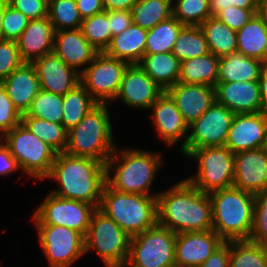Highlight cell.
I'll use <instances>...</instances> for the list:
<instances>
[{"mask_svg":"<svg viewBox=\"0 0 267 267\" xmlns=\"http://www.w3.org/2000/svg\"><path fill=\"white\" fill-rule=\"evenodd\" d=\"M157 224L174 233L212 230V204L208 193L185 179L158 192Z\"/></svg>","mask_w":267,"mask_h":267,"instance_id":"cell-1","label":"cell"},{"mask_svg":"<svg viewBox=\"0 0 267 267\" xmlns=\"http://www.w3.org/2000/svg\"><path fill=\"white\" fill-rule=\"evenodd\" d=\"M60 185L51 193L69 200H78L99 208L106 184V165L88 157L56 154L49 175Z\"/></svg>","mask_w":267,"mask_h":267,"instance_id":"cell-2","label":"cell"},{"mask_svg":"<svg viewBox=\"0 0 267 267\" xmlns=\"http://www.w3.org/2000/svg\"><path fill=\"white\" fill-rule=\"evenodd\" d=\"M115 151L106 162V184L120 192L146 196H158L150 192L158 169L163 165L161 153L142 149H121ZM113 170V176L111 173Z\"/></svg>","mask_w":267,"mask_h":267,"instance_id":"cell-3","label":"cell"},{"mask_svg":"<svg viewBox=\"0 0 267 267\" xmlns=\"http://www.w3.org/2000/svg\"><path fill=\"white\" fill-rule=\"evenodd\" d=\"M212 230L225 242L249 240L254 217L255 194L234 186L212 191Z\"/></svg>","mask_w":267,"mask_h":267,"instance_id":"cell-4","label":"cell"},{"mask_svg":"<svg viewBox=\"0 0 267 267\" xmlns=\"http://www.w3.org/2000/svg\"><path fill=\"white\" fill-rule=\"evenodd\" d=\"M108 105L97 104L76 126L68 130L64 153L106 164L116 148Z\"/></svg>","mask_w":267,"mask_h":267,"instance_id":"cell-5","label":"cell"},{"mask_svg":"<svg viewBox=\"0 0 267 267\" xmlns=\"http://www.w3.org/2000/svg\"><path fill=\"white\" fill-rule=\"evenodd\" d=\"M99 209L130 237L157 224V197L117 191L104 185Z\"/></svg>","mask_w":267,"mask_h":267,"instance_id":"cell-6","label":"cell"},{"mask_svg":"<svg viewBox=\"0 0 267 267\" xmlns=\"http://www.w3.org/2000/svg\"><path fill=\"white\" fill-rule=\"evenodd\" d=\"M130 239L114 220L96 208L84 237L85 253L96 251L106 267H124L129 256Z\"/></svg>","mask_w":267,"mask_h":267,"instance_id":"cell-7","label":"cell"},{"mask_svg":"<svg viewBox=\"0 0 267 267\" xmlns=\"http://www.w3.org/2000/svg\"><path fill=\"white\" fill-rule=\"evenodd\" d=\"M0 139L17 160L21 172L35 180H46L57 154L47 143L31 133L22 123Z\"/></svg>","mask_w":267,"mask_h":267,"instance_id":"cell-8","label":"cell"},{"mask_svg":"<svg viewBox=\"0 0 267 267\" xmlns=\"http://www.w3.org/2000/svg\"><path fill=\"white\" fill-rule=\"evenodd\" d=\"M198 165L197 174L185 180L204 193L233 186L234 154L226 146L203 147L187 155Z\"/></svg>","mask_w":267,"mask_h":267,"instance_id":"cell-9","label":"cell"},{"mask_svg":"<svg viewBox=\"0 0 267 267\" xmlns=\"http://www.w3.org/2000/svg\"><path fill=\"white\" fill-rule=\"evenodd\" d=\"M176 233L156 224L130 239L124 267H174Z\"/></svg>","mask_w":267,"mask_h":267,"instance_id":"cell-10","label":"cell"},{"mask_svg":"<svg viewBox=\"0 0 267 267\" xmlns=\"http://www.w3.org/2000/svg\"><path fill=\"white\" fill-rule=\"evenodd\" d=\"M128 65L126 61L99 52L80 72V83L98 104H110L118 95Z\"/></svg>","mask_w":267,"mask_h":267,"instance_id":"cell-11","label":"cell"},{"mask_svg":"<svg viewBox=\"0 0 267 267\" xmlns=\"http://www.w3.org/2000/svg\"><path fill=\"white\" fill-rule=\"evenodd\" d=\"M96 208L86 202L69 200L49 193L32 217L35 225H58L73 229L84 237Z\"/></svg>","mask_w":267,"mask_h":267,"instance_id":"cell-12","label":"cell"},{"mask_svg":"<svg viewBox=\"0 0 267 267\" xmlns=\"http://www.w3.org/2000/svg\"><path fill=\"white\" fill-rule=\"evenodd\" d=\"M35 226L48 267H69L85 254L81 233L58 225Z\"/></svg>","mask_w":267,"mask_h":267,"instance_id":"cell-13","label":"cell"},{"mask_svg":"<svg viewBox=\"0 0 267 267\" xmlns=\"http://www.w3.org/2000/svg\"><path fill=\"white\" fill-rule=\"evenodd\" d=\"M233 116L230 109L215 100L199 119L189 125L191 132L181 153L186 156L191 150L225 146Z\"/></svg>","mask_w":267,"mask_h":267,"instance_id":"cell-14","label":"cell"},{"mask_svg":"<svg viewBox=\"0 0 267 267\" xmlns=\"http://www.w3.org/2000/svg\"><path fill=\"white\" fill-rule=\"evenodd\" d=\"M267 145V116L259 113L234 114L225 146L233 153Z\"/></svg>","mask_w":267,"mask_h":267,"instance_id":"cell-15","label":"cell"},{"mask_svg":"<svg viewBox=\"0 0 267 267\" xmlns=\"http://www.w3.org/2000/svg\"><path fill=\"white\" fill-rule=\"evenodd\" d=\"M224 242L213 230L178 233L175 266L199 267Z\"/></svg>","mask_w":267,"mask_h":267,"instance_id":"cell-16","label":"cell"},{"mask_svg":"<svg viewBox=\"0 0 267 267\" xmlns=\"http://www.w3.org/2000/svg\"><path fill=\"white\" fill-rule=\"evenodd\" d=\"M163 92L139 64H131L124 71L115 100L120 99L126 106L148 110Z\"/></svg>","mask_w":267,"mask_h":267,"instance_id":"cell-17","label":"cell"},{"mask_svg":"<svg viewBox=\"0 0 267 267\" xmlns=\"http://www.w3.org/2000/svg\"><path fill=\"white\" fill-rule=\"evenodd\" d=\"M233 186L257 194L267 189V148L234 154Z\"/></svg>","mask_w":267,"mask_h":267,"instance_id":"cell-18","label":"cell"},{"mask_svg":"<svg viewBox=\"0 0 267 267\" xmlns=\"http://www.w3.org/2000/svg\"><path fill=\"white\" fill-rule=\"evenodd\" d=\"M149 110L153 111L151 121L156 128L158 136L163 139L168 147L174 146L175 143L184 138L180 147L181 151L187 141L189 126L171 96L164 91Z\"/></svg>","mask_w":267,"mask_h":267,"instance_id":"cell-19","label":"cell"},{"mask_svg":"<svg viewBox=\"0 0 267 267\" xmlns=\"http://www.w3.org/2000/svg\"><path fill=\"white\" fill-rule=\"evenodd\" d=\"M35 66L41 89L64 95L80 83V72L68 66L54 52L35 59Z\"/></svg>","mask_w":267,"mask_h":267,"instance_id":"cell-20","label":"cell"},{"mask_svg":"<svg viewBox=\"0 0 267 267\" xmlns=\"http://www.w3.org/2000/svg\"><path fill=\"white\" fill-rule=\"evenodd\" d=\"M189 126L199 119L216 100L215 87L209 85L179 83L166 91Z\"/></svg>","mask_w":267,"mask_h":267,"instance_id":"cell-21","label":"cell"},{"mask_svg":"<svg viewBox=\"0 0 267 267\" xmlns=\"http://www.w3.org/2000/svg\"><path fill=\"white\" fill-rule=\"evenodd\" d=\"M215 97L234 114L261 112L259 81L217 83Z\"/></svg>","mask_w":267,"mask_h":267,"instance_id":"cell-22","label":"cell"},{"mask_svg":"<svg viewBox=\"0 0 267 267\" xmlns=\"http://www.w3.org/2000/svg\"><path fill=\"white\" fill-rule=\"evenodd\" d=\"M53 52L78 72L83 71L84 66H88L99 53L87 41L80 28L55 31Z\"/></svg>","mask_w":267,"mask_h":267,"instance_id":"cell-23","label":"cell"},{"mask_svg":"<svg viewBox=\"0 0 267 267\" xmlns=\"http://www.w3.org/2000/svg\"><path fill=\"white\" fill-rule=\"evenodd\" d=\"M55 29L48 16L29 20L27 27L17 40L21 58L28 63L52 53Z\"/></svg>","mask_w":267,"mask_h":267,"instance_id":"cell-24","label":"cell"},{"mask_svg":"<svg viewBox=\"0 0 267 267\" xmlns=\"http://www.w3.org/2000/svg\"><path fill=\"white\" fill-rule=\"evenodd\" d=\"M2 85L21 115L27 113L32 101L41 90L37 70L28 62L11 72Z\"/></svg>","mask_w":267,"mask_h":267,"instance_id":"cell-25","label":"cell"},{"mask_svg":"<svg viewBox=\"0 0 267 267\" xmlns=\"http://www.w3.org/2000/svg\"><path fill=\"white\" fill-rule=\"evenodd\" d=\"M147 33L148 30L132 23L122 33L112 37L104 53L129 65L139 64L145 55Z\"/></svg>","mask_w":267,"mask_h":267,"instance_id":"cell-26","label":"cell"},{"mask_svg":"<svg viewBox=\"0 0 267 267\" xmlns=\"http://www.w3.org/2000/svg\"><path fill=\"white\" fill-rule=\"evenodd\" d=\"M265 64L239 52L220 57L217 83L259 81Z\"/></svg>","mask_w":267,"mask_h":267,"instance_id":"cell-27","label":"cell"},{"mask_svg":"<svg viewBox=\"0 0 267 267\" xmlns=\"http://www.w3.org/2000/svg\"><path fill=\"white\" fill-rule=\"evenodd\" d=\"M139 66L163 90L167 91L178 82L180 60L172 53L145 54Z\"/></svg>","mask_w":267,"mask_h":267,"instance_id":"cell-28","label":"cell"},{"mask_svg":"<svg viewBox=\"0 0 267 267\" xmlns=\"http://www.w3.org/2000/svg\"><path fill=\"white\" fill-rule=\"evenodd\" d=\"M237 34V52L267 63V23L258 13Z\"/></svg>","mask_w":267,"mask_h":267,"instance_id":"cell-29","label":"cell"},{"mask_svg":"<svg viewBox=\"0 0 267 267\" xmlns=\"http://www.w3.org/2000/svg\"><path fill=\"white\" fill-rule=\"evenodd\" d=\"M219 57L211 52L181 62L179 83L217 85Z\"/></svg>","mask_w":267,"mask_h":267,"instance_id":"cell-30","label":"cell"},{"mask_svg":"<svg viewBox=\"0 0 267 267\" xmlns=\"http://www.w3.org/2000/svg\"><path fill=\"white\" fill-rule=\"evenodd\" d=\"M202 29L209 51L216 57H223L237 52V34L215 16L204 21Z\"/></svg>","mask_w":267,"mask_h":267,"instance_id":"cell-31","label":"cell"},{"mask_svg":"<svg viewBox=\"0 0 267 267\" xmlns=\"http://www.w3.org/2000/svg\"><path fill=\"white\" fill-rule=\"evenodd\" d=\"M173 0H137L130 9L133 24L146 30L173 16Z\"/></svg>","mask_w":267,"mask_h":267,"instance_id":"cell-32","label":"cell"},{"mask_svg":"<svg viewBox=\"0 0 267 267\" xmlns=\"http://www.w3.org/2000/svg\"><path fill=\"white\" fill-rule=\"evenodd\" d=\"M97 104L86 88L81 83L77 84L63 95V126L67 130L76 126Z\"/></svg>","mask_w":267,"mask_h":267,"instance_id":"cell-33","label":"cell"},{"mask_svg":"<svg viewBox=\"0 0 267 267\" xmlns=\"http://www.w3.org/2000/svg\"><path fill=\"white\" fill-rule=\"evenodd\" d=\"M21 123L57 154L65 151L68 130L63 124L49 122L29 115H22Z\"/></svg>","mask_w":267,"mask_h":267,"instance_id":"cell-34","label":"cell"},{"mask_svg":"<svg viewBox=\"0 0 267 267\" xmlns=\"http://www.w3.org/2000/svg\"><path fill=\"white\" fill-rule=\"evenodd\" d=\"M172 53L180 62L210 53L200 26L185 25L174 42Z\"/></svg>","mask_w":267,"mask_h":267,"instance_id":"cell-35","label":"cell"},{"mask_svg":"<svg viewBox=\"0 0 267 267\" xmlns=\"http://www.w3.org/2000/svg\"><path fill=\"white\" fill-rule=\"evenodd\" d=\"M173 16L148 30L145 54L172 52L174 42L184 27Z\"/></svg>","mask_w":267,"mask_h":267,"instance_id":"cell-36","label":"cell"},{"mask_svg":"<svg viewBox=\"0 0 267 267\" xmlns=\"http://www.w3.org/2000/svg\"><path fill=\"white\" fill-rule=\"evenodd\" d=\"M229 267H267V244L230 241Z\"/></svg>","mask_w":267,"mask_h":267,"instance_id":"cell-37","label":"cell"},{"mask_svg":"<svg viewBox=\"0 0 267 267\" xmlns=\"http://www.w3.org/2000/svg\"><path fill=\"white\" fill-rule=\"evenodd\" d=\"M63 111V96L41 89L23 115L62 124Z\"/></svg>","mask_w":267,"mask_h":267,"instance_id":"cell-38","label":"cell"},{"mask_svg":"<svg viewBox=\"0 0 267 267\" xmlns=\"http://www.w3.org/2000/svg\"><path fill=\"white\" fill-rule=\"evenodd\" d=\"M109 27L108 11H103L83 19L80 29L87 41L96 50L104 52L112 39Z\"/></svg>","mask_w":267,"mask_h":267,"instance_id":"cell-39","label":"cell"},{"mask_svg":"<svg viewBox=\"0 0 267 267\" xmlns=\"http://www.w3.org/2000/svg\"><path fill=\"white\" fill-rule=\"evenodd\" d=\"M48 17L55 31L79 29L83 21L75 0H49Z\"/></svg>","mask_w":267,"mask_h":267,"instance_id":"cell-40","label":"cell"},{"mask_svg":"<svg viewBox=\"0 0 267 267\" xmlns=\"http://www.w3.org/2000/svg\"><path fill=\"white\" fill-rule=\"evenodd\" d=\"M173 0V17L187 26H200L211 17L209 0Z\"/></svg>","mask_w":267,"mask_h":267,"instance_id":"cell-41","label":"cell"},{"mask_svg":"<svg viewBox=\"0 0 267 267\" xmlns=\"http://www.w3.org/2000/svg\"><path fill=\"white\" fill-rule=\"evenodd\" d=\"M249 241L267 244V189L255 194L253 228Z\"/></svg>","mask_w":267,"mask_h":267,"instance_id":"cell-42","label":"cell"},{"mask_svg":"<svg viewBox=\"0 0 267 267\" xmlns=\"http://www.w3.org/2000/svg\"><path fill=\"white\" fill-rule=\"evenodd\" d=\"M24 63L17 41L0 40V83Z\"/></svg>","mask_w":267,"mask_h":267,"instance_id":"cell-43","label":"cell"},{"mask_svg":"<svg viewBox=\"0 0 267 267\" xmlns=\"http://www.w3.org/2000/svg\"><path fill=\"white\" fill-rule=\"evenodd\" d=\"M28 22L29 19L21 11L7 4L2 20L3 40L17 41Z\"/></svg>","mask_w":267,"mask_h":267,"instance_id":"cell-44","label":"cell"},{"mask_svg":"<svg viewBox=\"0 0 267 267\" xmlns=\"http://www.w3.org/2000/svg\"><path fill=\"white\" fill-rule=\"evenodd\" d=\"M22 115L8 97L5 87L0 83V138L19 125Z\"/></svg>","mask_w":267,"mask_h":267,"instance_id":"cell-45","label":"cell"},{"mask_svg":"<svg viewBox=\"0 0 267 267\" xmlns=\"http://www.w3.org/2000/svg\"><path fill=\"white\" fill-rule=\"evenodd\" d=\"M258 13L259 10H248L231 6L220 11L215 17L237 32Z\"/></svg>","mask_w":267,"mask_h":267,"instance_id":"cell-46","label":"cell"},{"mask_svg":"<svg viewBox=\"0 0 267 267\" xmlns=\"http://www.w3.org/2000/svg\"><path fill=\"white\" fill-rule=\"evenodd\" d=\"M8 4L21 11L29 20L48 16L49 0H7Z\"/></svg>","mask_w":267,"mask_h":267,"instance_id":"cell-47","label":"cell"},{"mask_svg":"<svg viewBox=\"0 0 267 267\" xmlns=\"http://www.w3.org/2000/svg\"><path fill=\"white\" fill-rule=\"evenodd\" d=\"M211 16H216L228 7H237L248 10H259V0H209Z\"/></svg>","mask_w":267,"mask_h":267,"instance_id":"cell-48","label":"cell"},{"mask_svg":"<svg viewBox=\"0 0 267 267\" xmlns=\"http://www.w3.org/2000/svg\"><path fill=\"white\" fill-rule=\"evenodd\" d=\"M108 21L112 37L122 33L133 23L130 11H108Z\"/></svg>","mask_w":267,"mask_h":267,"instance_id":"cell-49","label":"cell"},{"mask_svg":"<svg viewBox=\"0 0 267 267\" xmlns=\"http://www.w3.org/2000/svg\"><path fill=\"white\" fill-rule=\"evenodd\" d=\"M230 241L224 242L199 267H229Z\"/></svg>","mask_w":267,"mask_h":267,"instance_id":"cell-50","label":"cell"},{"mask_svg":"<svg viewBox=\"0 0 267 267\" xmlns=\"http://www.w3.org/2000/svg\"><path fill=\"white\" fill-rule=\"evenodd\" d=\"M19 169L17 160L11 155L8 147L0 139V175L8 176L11 172Z\"/></svg>","mask_w":267,"mask_h":267,"instance_id":"cell-51","label":"cell"},{"mask_svg":"<svg viewBox=\"0 0 267 267\" xmlns=\"http://www.w3.org/2000/svg\"><path fill=\"white\" fill-rule=\"evenodd\" d=\"M79 14L83 19L105 11L102 0H75Z\"/></svg>","mask_w":267,"mask_h":267,"instance_id":"cell-52","label":"cell"},{"mask_svg":"<svg viewBox=\"0 0 267 267\" xmlns=\"http://www.w3.org/2000/svg\"><path fill=\"white\" fill-rule=\"evenodd\" d=\"M105 11H130L137 0H102Z\"/></svg>","mask_w":267,"mask_h":267,"instance_id":"cell-53","label":"cell"},{"mask_svg":"<svg viewBox=\"0 0 267 267\" xmlns=\"http://www.w3.org/2000/svg\"><path fill=\"white\" fill-rule=\"evenodd\" d=\"M261 90V112L267 116V63L265 64L259 79Z\"/></svg>","mask_w":267,"mask_h":267,"instance_id":"cell-54","label":"cell"},{"mask_svg":"<svg viewBox=\"0 0 267 267\" xmlns=\"http://www.w3.org/2000/svg\"><path fill=\"white\" fill-rule=\"evenodd\" d=\"M7 4H8L7 0H0V40H3L2 20L5 7L7 6Z\"/></svg>","mask_w":267,"mask_h":267,"instance_id":"cell-55","label":"cell"},{"mask_svg":"<svg viewBox=\"0 0 267 267\" xmlns=\"http://www.w3.org/2000/svg\"><path fill=\"white\" fill-rule=\"evenodd\" d=\"M259 14L264 18L267 23V0H261L259 5Z\"/></svg>","mask_w":267,"mask_h":267,"instance_id":"cell-56","label":"cell"}]
</instances>
